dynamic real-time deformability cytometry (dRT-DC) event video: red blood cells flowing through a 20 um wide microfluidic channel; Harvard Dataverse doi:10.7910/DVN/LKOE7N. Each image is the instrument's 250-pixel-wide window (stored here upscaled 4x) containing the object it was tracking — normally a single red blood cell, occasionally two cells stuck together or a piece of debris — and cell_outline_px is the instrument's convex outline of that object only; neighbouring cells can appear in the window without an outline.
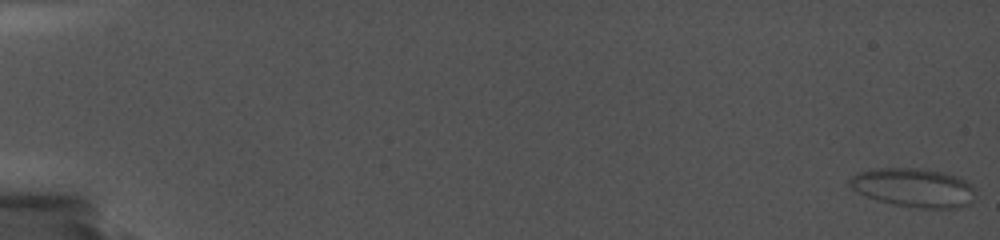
{"species": "common noctule bat (a hibernating species)", "species_latin": "Nyctalus noctula", "temperature_condition": "cold", "stored_images_in_passage": 50, "camera_frame_rate_fps": 5000, "um_per_image_px": 0.085, "animal": {"sex": "female", "body_mass_g": 19.0, "forearm_length_mm": 56.7}, "frame": {"image": 1, "passage_image": 1, "time_ms": 0.0, "image_size_px": [1000, 240], "cell_outline_px": [[976, 192], [972, 200], [968, 204], [960, 208], [920, 208], [892, 204], [868, 196], [852, 188], [848, 184], [848, 180], [856, 172], [868, 168], [916, 168], [940, 172], [956, 176], [968, 180], [976, 188]], "centroid_in_image_um": [77.69, 15.94], "position_along_channel_um": 7.3, "area_um2": 28.61}}
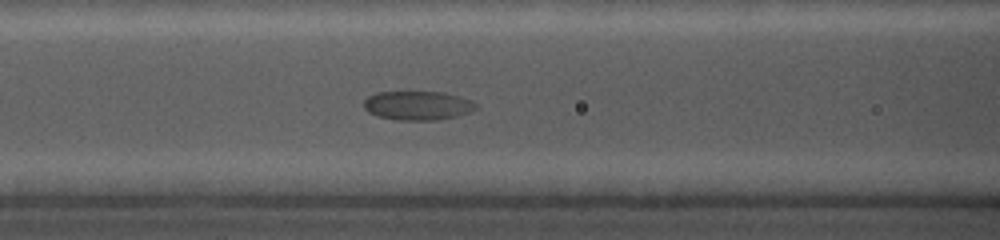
{"frame": {"image": 2, "passage_image": 30, "time_ms": 9.4, "image_size_px": [1000, 240], "cell_outline_px": [[476, 108], [468, 112], [456, 116], [436, 120], [396, 120], [376, 116], [368, 112], [364, 108], [364, 100], [368, 96], [376, 92], [408, 88], [444, 92], [460, 96], [472, 100], [476, 104]], "centroid_in_image_um": [35.44, 8.9], "position_along_channel_um": 131.2, "area_um2": 20.0}}
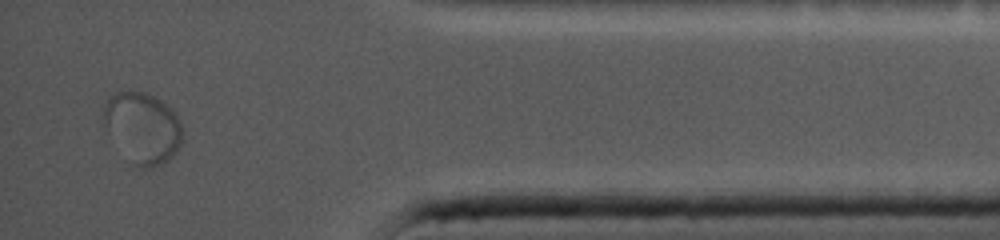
{"frame": {"image": 3, "passage_image": 50, "time_ms": 18.4, "image_size_px": [1000, 240], "cell_outline_px": [[184, 136], [176, 152], [168, 160], [152, 168], [136, 168], [132, 164], [104, 124], [104, 108], [108, 100], [116, 92], [128, 88], [144, 92], [160, 100], [176, 112], [180, 120], [184, 132]], "centroid_in_image_um": [12.17, 10.84], "position_along_channel_um": 423.0, "area_um2": 32.54}}